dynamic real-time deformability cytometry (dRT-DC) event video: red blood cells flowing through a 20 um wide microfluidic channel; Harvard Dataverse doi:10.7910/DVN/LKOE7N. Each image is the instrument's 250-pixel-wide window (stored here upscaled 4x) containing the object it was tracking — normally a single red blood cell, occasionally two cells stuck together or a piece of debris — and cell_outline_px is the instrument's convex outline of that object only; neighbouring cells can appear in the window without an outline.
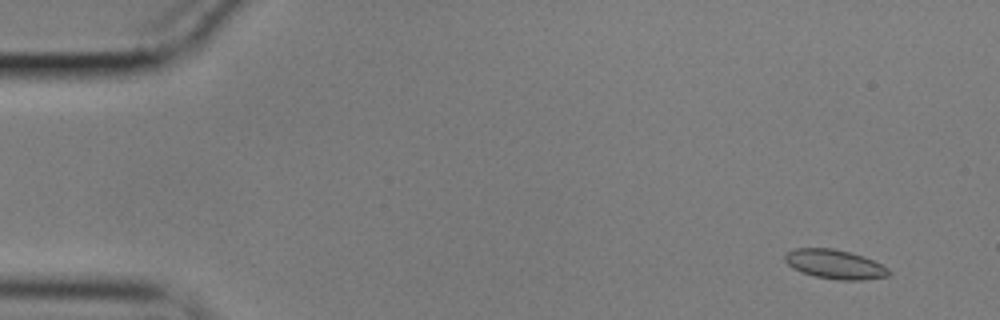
{"species": "common noctule bat (a hibernating species)", "species_latin": "Nyctalus noctula", "temperature_condition": "cold", "stored_images_in_passage": 56, "camera_frame_rate_fps": 3000, "um_per_image_px": 0.085, "animal": {"sex": "male", "body_mass_g": 17.9}, "frame": {"image": 1, "passage_image": 4, "time_ms": 1.0, "image_size_px": [1000, 320], "cell_outline_px": [[892, 272], [888, 276], [860, 280], [836, 280], [816, 276], [800, 272], [792, 268], [784, 260], [784, 252], [796, 248], [832, 248], [864, 256], [888, 268]], "centroid_in_image_um": [70.92, 22.46], "position_along_channel_um": 14.1, "area_um2": 17.74}}
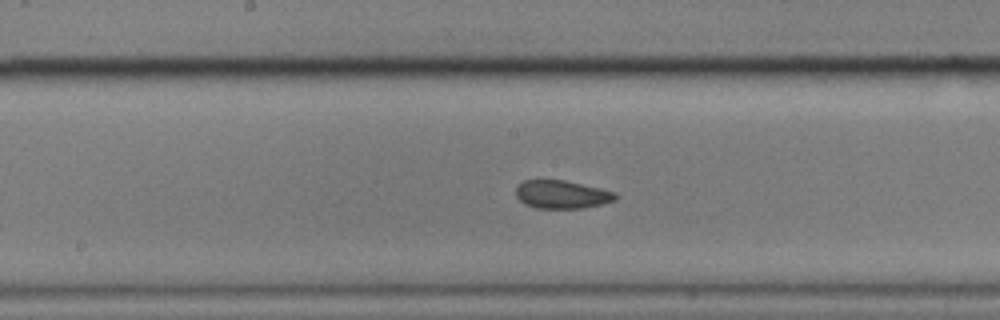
{"frame": {"image": 2, "passage_image": 29, "time_ms": 9.333, "image_size_px": [1000, 320], "cell_outline_px": [[616, 200], [584, 208], [536, 208], [524, 204], [516, 196], [516, 188], [524, 180], [564, 180], [600, 188], [616, 192]], "centroid_in_image_um": [47.75, 16.53], "position_along_channel_um": 200.5, "area_um2": 16.24}}
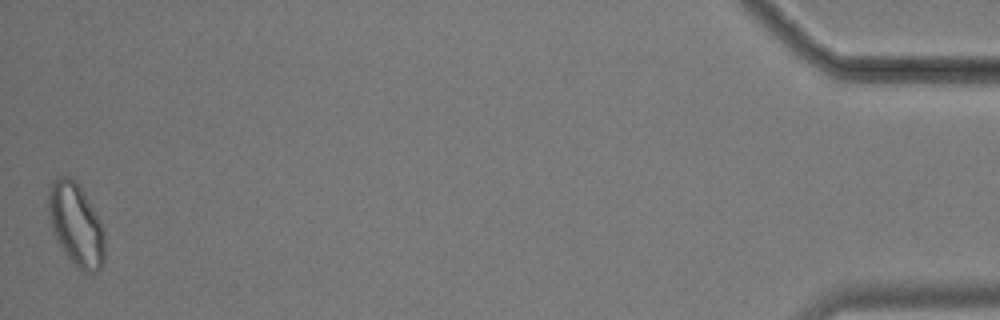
{"frame": {"image": 3, "passage_image": 56, "time_ms": 18.333, "image_size_px": [1000, 320], "cell_outline_px": [[104, 264], [96, 272], [84, 272], [64, 252], [56, 240], [52, 232], [48, 216], [48, 188], [52, 180], [56, 176], [68, 176], [80, 188], [100, 220], [104, 228]], "centroid_in_image_um": [6.44, 19.08], "position_along_channel_um": 428.8, "area_um2": 26.99}, "authors_computed_cell_mechanics": {"area_um2": 17.2533, "velocity_mm_per_s": 3.5429, "shape_relaxation_time_tau1_ms": null, "shape_relaxation_time_tau2_ms": 2.4629, "deformation_change_tau1": null, "deformation_change_tau2": 0.0626}}